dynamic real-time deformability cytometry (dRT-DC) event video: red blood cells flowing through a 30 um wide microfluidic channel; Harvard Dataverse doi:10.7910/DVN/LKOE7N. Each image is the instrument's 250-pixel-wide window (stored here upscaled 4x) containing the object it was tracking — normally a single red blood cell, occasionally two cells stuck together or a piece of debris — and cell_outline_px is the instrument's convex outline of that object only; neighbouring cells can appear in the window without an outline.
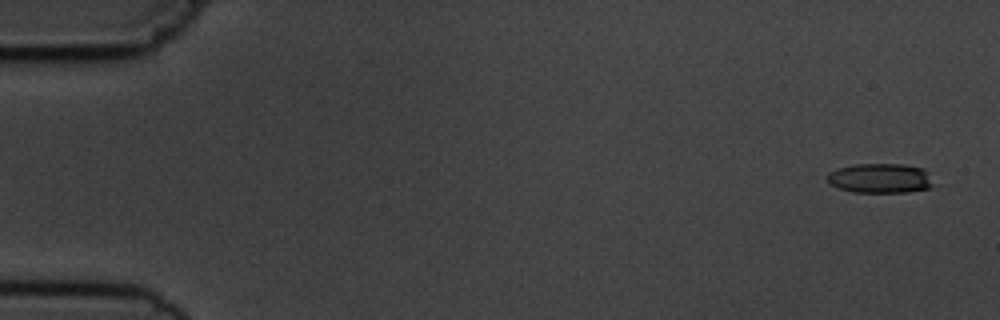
{"species": "common noctule bat (a hibernating species)", "species_latin": "Nyctalus noctula", "temperature_condition": "cold", "stored_images_in_passage": 5, "camera_frame_rate_fps": 3000, "um_per_image_px": 0.085, "animal": {"sex": "male", "body_mass_g": 19.5, "forearm_length_mm": 54.6}, "frame": {"image": 1, "passage_image": 1, "time_ms": 0.0, "image_size_px": [1000, 320], "cell_outline_px": [[936, 184], [928, 188], [908, 192], [852, 192], [828, 184], [828, 172], [840, 168], [856, 164], [904, 164], [924, 168], [928, 172]], "centroid_in_image_um": [74.87, 15.15], "position_along_channel_um": 10.1, "area_um2": 18.5}}
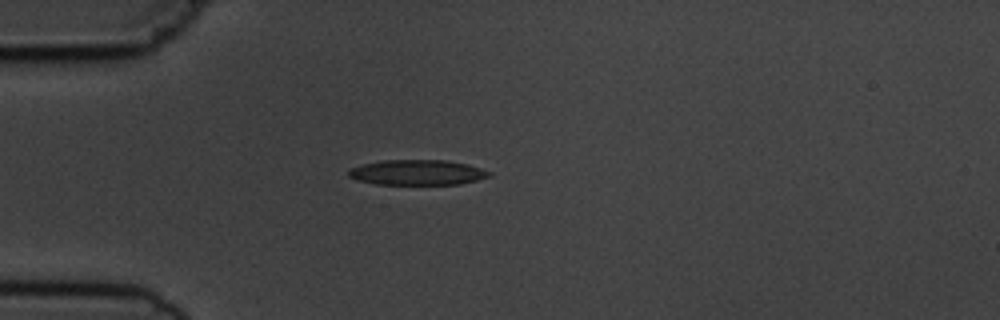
{"frame": {"image": 2, "passage_image": 5, "time_ms": 4.333, "image_size_px": [1000, 320], "cell_outline_px": [[492, 176], [460, 184], [376, 184], [356, 180], [348, 176], [348, 168], [360, 164], [380, 160], [448, 160], [468, 164], [492, 172]], "centroid_in_image_um": [35.44, 14.65], "position_along_channel_um": 49.6, "area_um2": 20.92}}